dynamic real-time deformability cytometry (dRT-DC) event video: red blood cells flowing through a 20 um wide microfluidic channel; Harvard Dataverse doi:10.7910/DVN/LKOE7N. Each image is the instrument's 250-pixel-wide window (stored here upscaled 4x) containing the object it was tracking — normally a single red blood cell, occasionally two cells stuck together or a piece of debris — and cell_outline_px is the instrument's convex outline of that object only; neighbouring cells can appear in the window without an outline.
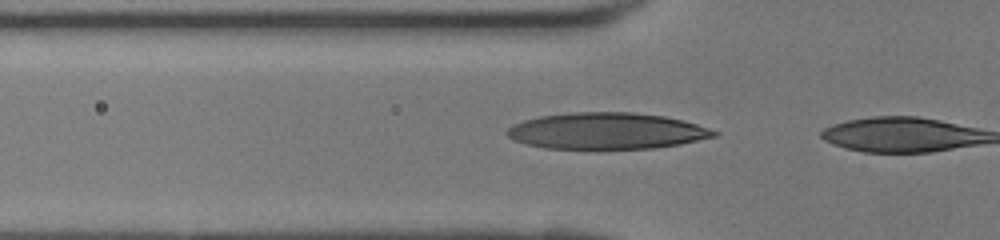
{"species": "human", "species_latin": "Homo sapiens", "temperature_condition": "room temperature", "stored_images_in_passage": 3, "camera_frame_rate_fps": 3000, "um_per_image_px": 0.085, "donor": {"sex": "female"}, "frame": {"image": 1, "passage_image": 2, "time_ms": 0.333, "image_size_px": [1000, 240], "cell_outline_px": [[720, 132], [716, 136], [680, 144], [652, 148], [600, 152], [544, 148], [528, 144], [516, 140], [508, 136], [504, 132], [512, 124], [524, 120], [540, 116], [572, 112], [632, 112], [664, 116], [684, 120]], "centroid_in_image_um": [51.54, 11.17], "position_along_channel_um": 74.3, "area_um2": 45.2}}